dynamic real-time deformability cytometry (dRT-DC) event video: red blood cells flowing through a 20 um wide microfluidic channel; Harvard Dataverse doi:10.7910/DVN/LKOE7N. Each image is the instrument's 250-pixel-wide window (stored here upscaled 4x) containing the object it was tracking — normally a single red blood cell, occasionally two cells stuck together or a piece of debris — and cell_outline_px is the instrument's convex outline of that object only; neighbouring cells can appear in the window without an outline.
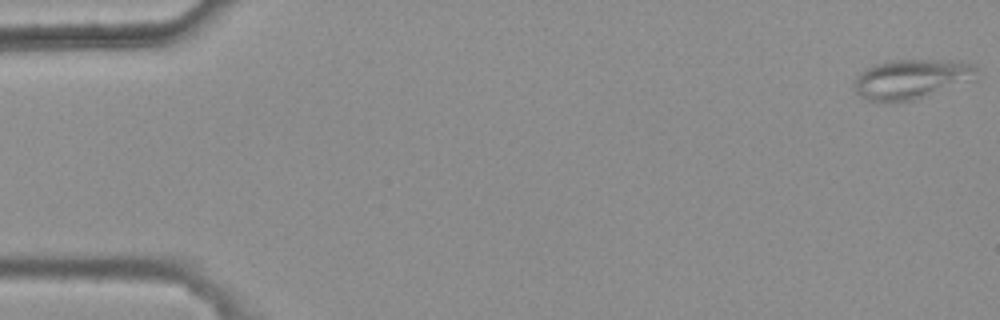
{"species": "common noctule bat (a hibernating species)", "species_latin": "Nyctalus noctula", "temperature_condition": "warm", "stored_images_in_passage": 6, "camera_frame_rate_fps": 3000, "um_per_image_px": 0.085, "animal": {"sex": "female", "body_mass_g": 25.1}, "frame": {"image": 1, "passage_image": 1, "time_ms": 0.0, "image_size_px": [1000, 320], "cell_outline_px": [[980, 68], [976, 80], [916, 100], [884, 104], [872, 104], [860, 96], [856, 92], [852, 84], [856, 76], [864, 68], [872, 64], [888, 60], [932, 60], [976, 64]], "centroid_in_image_um": [77.43, 6.76], "position_along_channel_um": 7.6, "area_um2": 29.54}}
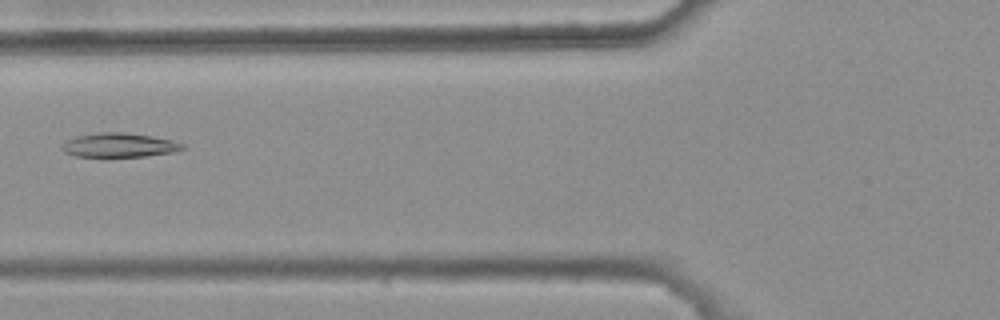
{"frame": {"image": 2, "passage_image": 6, "time_ms": 1.667, "image_size_px": [1000, 320], "cell_outline_px": [[188, 148], [172, 152], [144, 156], [76, 156], [64, 152], [60, 148], [60, 144], [76, 136], [96, 132], [124, 132], [152, 136], [172, 140], [184, 144]], "centroid_in_image_um": [10.12, 12.32], "position_along_channel_um": 115.7, "area_um2": 16.99}}